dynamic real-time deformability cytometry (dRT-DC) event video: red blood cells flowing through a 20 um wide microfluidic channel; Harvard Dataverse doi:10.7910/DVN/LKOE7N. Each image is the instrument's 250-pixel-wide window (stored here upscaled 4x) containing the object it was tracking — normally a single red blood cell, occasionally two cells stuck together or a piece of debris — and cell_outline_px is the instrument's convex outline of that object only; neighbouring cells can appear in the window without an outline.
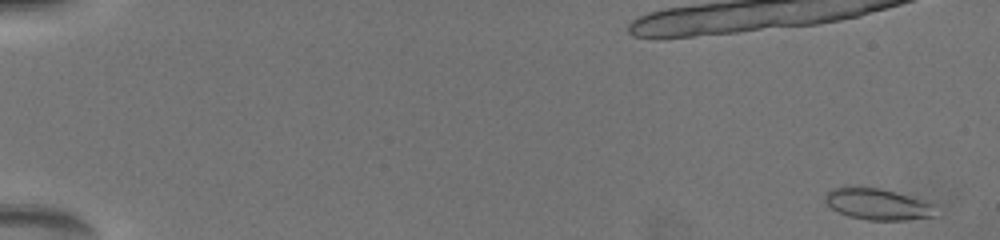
{"species": "common noctule bat (a hibernating species)", "species_latin": "Nyctalus noctula", "temperature_condition": "warm", "stored_images_in_passage": 31, "camera_frame_rate_fps": 3000, "um_per_image_px": 0.085, "animal": {"sex": "female", "body_mass_g": 19.5, "forearm_length_mm": 54.1}, "frame": {"image": 1, "passage_image": 1, "time_ms": 0.0, "image_size_px": [1000, 240], "cell_outline_px": [[932, 216], [904, 220], [868, 220], [848, 216], [832, 208], [824, 200], [824, 196], [832, 188], [880, 188], [932, 200]], "centroid_in_image_um": [74.63, 17.35], "position_along_channel_um": 10.4, "area_um2": 19.94}}